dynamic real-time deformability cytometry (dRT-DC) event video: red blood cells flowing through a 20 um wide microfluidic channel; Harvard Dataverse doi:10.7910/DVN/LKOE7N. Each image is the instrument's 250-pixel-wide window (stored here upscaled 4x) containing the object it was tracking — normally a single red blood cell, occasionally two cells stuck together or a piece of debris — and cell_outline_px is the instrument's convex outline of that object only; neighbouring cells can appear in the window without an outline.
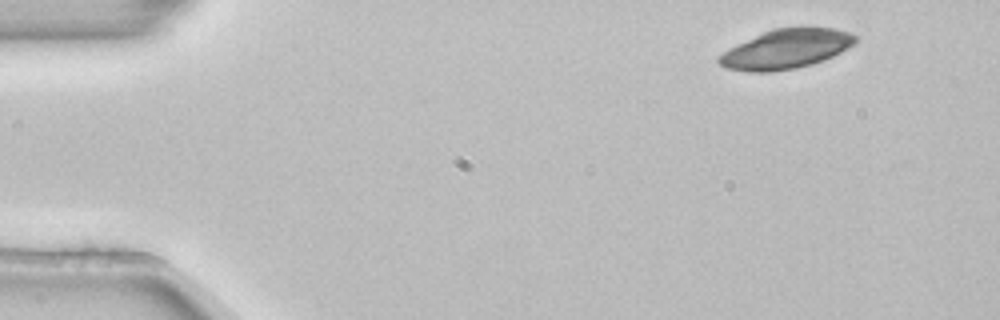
{"species": "common noctule bat (a hibernating species)", "species_latin": "Nyctalus noctula", "temperature_condition": "room temperature", "stored_images_in_passage": 4, "camera_frame_rate_fps": 3000, "um_per_image_px": 0.085, "animal": {"sex": "female", "body_mass_g": 22.7, "forearm_length_mm": 54.2}, "frame": {"image": 1, "passage_image": 1, "time_ms": 0.0, "image_size_px": [1000, 320], "cell_outline_px": [[856, 44], [824, 60], [812, 64], [796, 68], [768, 72], [748, 72], [728, 68], [720, 64], [716, 60], [716, 56], [728, 48], [772, 28], [836, 28], [848, 32], [856, 36]], "centroid_in_image_um": [66.79, 4.18], "position_along_channel_um": 18.2, "area_um2": 31.21}}